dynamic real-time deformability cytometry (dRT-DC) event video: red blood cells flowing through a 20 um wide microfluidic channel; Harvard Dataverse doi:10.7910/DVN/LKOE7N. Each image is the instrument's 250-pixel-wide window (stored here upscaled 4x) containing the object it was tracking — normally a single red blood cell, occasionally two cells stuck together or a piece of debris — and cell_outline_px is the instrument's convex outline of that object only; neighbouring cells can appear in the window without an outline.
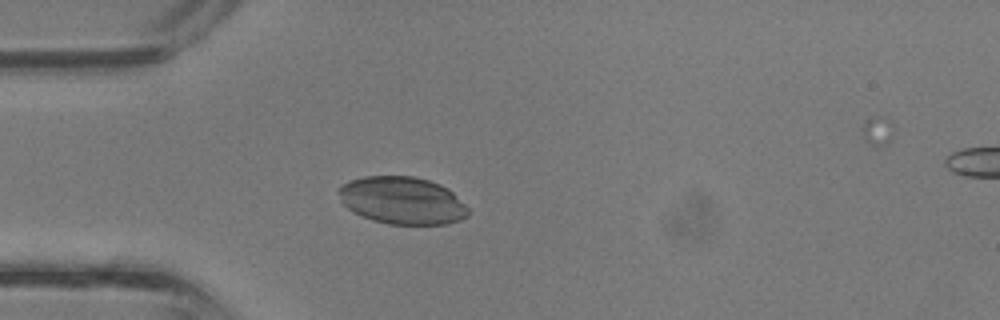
{"species": "common noctule bat (a hibernating species)", "species_latin": "Nyctalus noctula", "temperature_condition": "room temperature", "stored_images_in_passage": 38, "camera_frame_rate_fps": 3000, "um_per_image_px": 0.085, "animal": {"sex": "male", "body_mass_g": 13.3}, "frame": {"image": 1, "passage_image": 10, "time_ms": 3.0, "image_size_px": [1000, 320], "cell_outline_px": [[468, 216], [460, 220], [448, 224], [388, 224], [372, 220], [360, 216], [352, 212], [340, 200], [340, 188], [344, 184], [352, 180], [364, 176], [412, 176], [428, 180], [440, 184], [448, 188], [468, 208]], "centroid_in_image_um": [34.2, 17.05], "position_along_channel_um": 50.8, "area_um2": 35.66}}
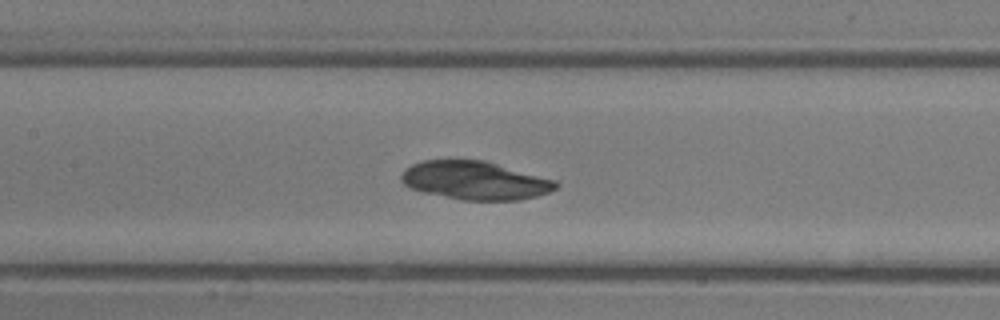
{"frame": {"image": 2, "passage_image": 17, "time_ms": 5.333, "image_size_px": [1000, 320], "cell_outline_px": [[560, 184], [556, 188], [548, 192], [536, 196], [520, 200], [464, 200], [424, 192], [412, 188], [404, 184], [400, 180], [400, 176], [404, 168], [412, 164], [424, 160], [484, 160], [556, 180]], "centroid_in_image_um": [40.38, 15.33], "position_along_channel_um": 167.0, "area_um2": 34.45}}
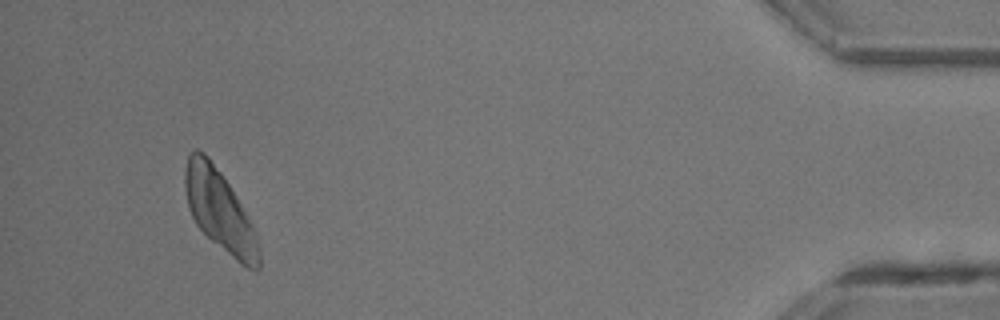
{"frame": {"image": 3, "passage_image": 35, "time_ms": 11.333, "image_size_px": [1000, 320], "cell_outline_px": [[260, 268], [256, 272], [240, 264], [212, 240], [196, 224], [188, 208], [184, 188], [184, 172], [188, 152], [192, 148], [196, 148], [204, 152], [208, 156], [220, 172], [228, 184], [248, 216], [256, 236], [260, 252]], "centroid_in_image_um": [18.64, 17.88], "position_along_channel_um": 416.6, "area_um2": 34.85}}